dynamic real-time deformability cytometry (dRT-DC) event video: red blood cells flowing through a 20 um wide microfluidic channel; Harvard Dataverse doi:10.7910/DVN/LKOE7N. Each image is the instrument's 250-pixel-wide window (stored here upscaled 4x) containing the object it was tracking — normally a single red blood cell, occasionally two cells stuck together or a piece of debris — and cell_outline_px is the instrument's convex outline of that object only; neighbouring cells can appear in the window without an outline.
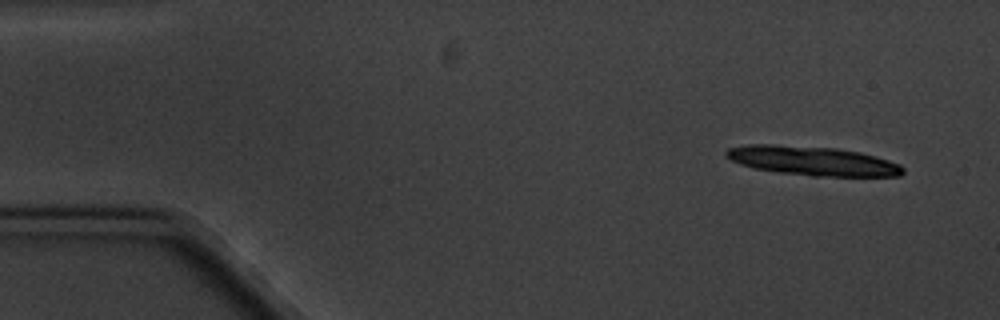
{"species": "common noctule bat (a hibernating species)", "species_latin": "Nyctalus noctula", "temperature_condition": "cold", "stored_images_in_passage": 5, "camera_frame_rate_fps": 3000, "um_per_image_px": 0.085, "animal": {"sex": "male", "body_mass_g": 20.1, "forearm_length_mm": 53.5}, "frame": {"image": 1, "passage_image": 1, "time_ms": 0.0, "image_size_px": [1000, 320], "cell_outline_px": [[904, 172], [900, 176], [812, 176], [780, 172], [752, 168], [740, 164], [724, 156], [724, 152], [728, 148], [748, 144], [772, 144], [836, 148], [860, 152], [876, 156], [900, 164], [904, 168]], "centroid_in_image_um": [69.05, 13.67], "position_along_channel_um": 15.9, "area_um2": 30.17}}
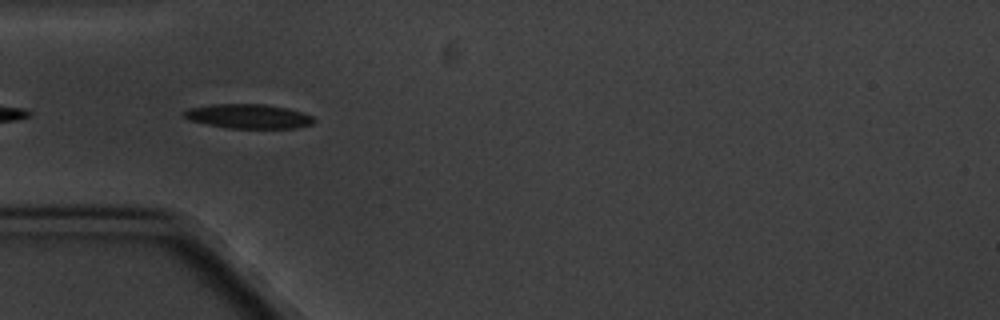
{"frame": {"image": 2, "passage_image": 5, "time_ms": 4.667, "image_size_px": [1000, 320], "cell_outline_px": [[316, 120], [312, 124], [296, 128], [228, 128], [188, 120], [184, 116], [184, 112], [188, 108], [212, 104], [264, 104], [288, 108], [312, 116]], "centroid_in_image_um": [21.12, 9.88], "position_along_channel_um": 63.9, "area_um2": 18.38}}